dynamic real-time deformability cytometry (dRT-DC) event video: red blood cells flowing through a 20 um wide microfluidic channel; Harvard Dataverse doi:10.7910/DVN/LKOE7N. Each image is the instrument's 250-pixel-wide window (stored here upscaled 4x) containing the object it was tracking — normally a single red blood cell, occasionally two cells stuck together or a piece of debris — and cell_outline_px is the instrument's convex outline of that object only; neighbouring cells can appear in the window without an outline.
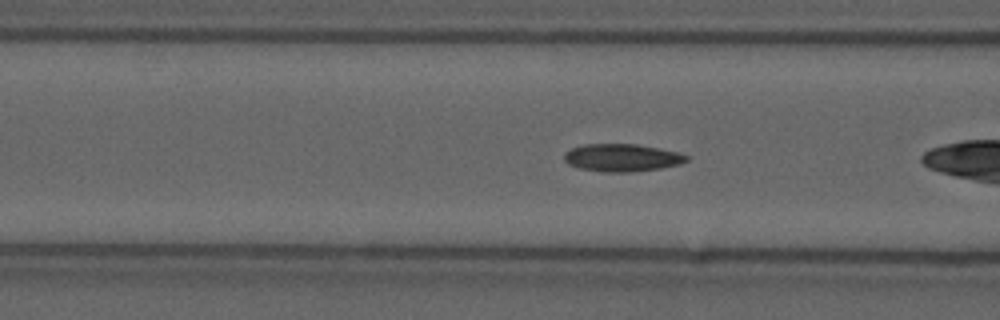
{"species": "common noctule bat (a hibernating species)", "species_latin": "Nyctalus noctula", "temperature_condition": "cold", "stored_images_in_passage": 26, "camera_frame_rate_fps": 3000, "um_per_image_px": 0.085, "animal": {"sex": "male", "forearm_length_mm": 52.5}, "frame": {"image": 1, "passage_image": 5, "time_ms": 1.333, "image_size_px": [1000, 320], "cell_outline_px": [[688, 160], [680, 164], [660, 168], [628, 172], [604, 172], [580, 168], [568, 164], [564, 160], [564, 152], [572, 148], [584, 144], [636, 144], [660, 148], [676, 152], [688, 156]], "centroid_in_image_um": [52.84, 13.4], "position_along_channel_um": 113.8, "area_um2": 19.59}}